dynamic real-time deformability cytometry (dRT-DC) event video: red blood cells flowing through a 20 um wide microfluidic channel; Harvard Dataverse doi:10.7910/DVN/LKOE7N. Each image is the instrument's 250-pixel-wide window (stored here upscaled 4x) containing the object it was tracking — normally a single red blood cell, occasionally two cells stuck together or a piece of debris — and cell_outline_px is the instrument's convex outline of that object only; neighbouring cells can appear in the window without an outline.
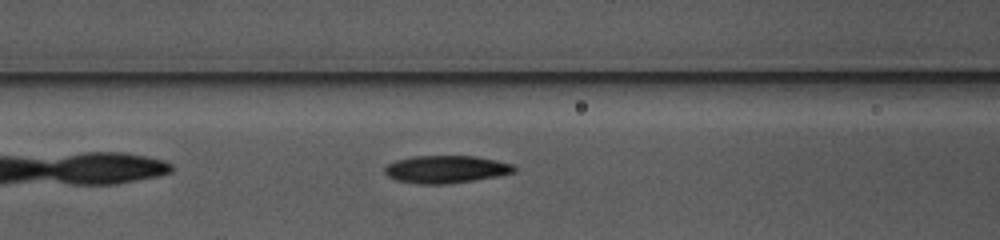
{"species": "common noctule bat (a hibernating species)", "species_latin": "Nyctalus noctula", "temperature_condition": "warm", "stored_images_in_passage": 40, "camera_frame_rate_fps": 3000, "um_per_image_px": 0.085, "animal": {"sex": "female", "body_mass_g": 10.0, "forearm_length_mm": 53.1}, "frame": {"image": 1, "passage_image": 8, "time_ms": 2.333, "image_size_px": [1000, 240], "cell_outline_px": [[516, 172], [496, 176], [472, 180], [444, 184], [420, 184], [396, 180], [388, 176], [384, 172], [384, 168], [388, 164], [396, 160], [412, 156], [476, 156], [496, 160], [512, 164], [516, 168]], "centroid_in_image_um": [37.89, 14.38], "position_along_channel_um": 128.7, "area_um2": 20.69}}
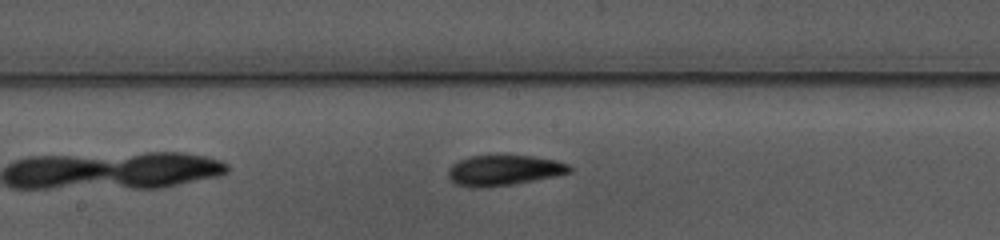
{"frame": {"image": 2, "passage_image": 14, "time_ms": 4.333, "image_size_px": [1000, 240], "cell_outline_px": [[572, 172], [556, 176], [512, 184], [476, 188], [456, 184], [448, 176], [448, 172], [452, 164], [460, 160], [472, 156], [532, 156], [556, 160], [568, 164], [572, 168]], "centroid_in_image_um": [42.86, 14.48], "position_along_channel_um": 205.3, "area_um2": 21.21}}
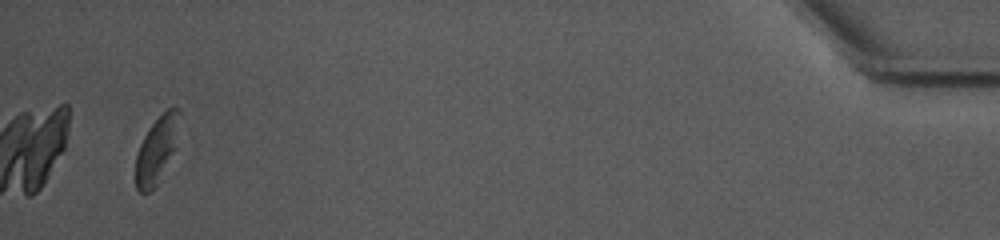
{"frame": {"image": 3, "passage_image": 38, "time_ms": 12.333, "image_size_px": [1000, 240], "cell_outline_px": [[180, 112], [176, 148], [156, 184], [148, 192], [140, 192], [136, 188], [136, 156], [140, 144], [144, 136], [152, 124], [168, 108], [180, 108]], "centroid_in_image_um": [13.33, 12.71], "position_along_channel_um": 421.9, "area_um2": 16.53}, "authors_computed_cell_mechanics": {"area_um2": 20.4612, "velocity_mm_per_s": 3.8261, "shape_relaxation_time_tau1_ms": 3.1199, "shape_relaxation_time_tau2_ms": 5.863, "deformation_change_tau1": 0.1368, "deformation_change_tau2": 0.1197}}